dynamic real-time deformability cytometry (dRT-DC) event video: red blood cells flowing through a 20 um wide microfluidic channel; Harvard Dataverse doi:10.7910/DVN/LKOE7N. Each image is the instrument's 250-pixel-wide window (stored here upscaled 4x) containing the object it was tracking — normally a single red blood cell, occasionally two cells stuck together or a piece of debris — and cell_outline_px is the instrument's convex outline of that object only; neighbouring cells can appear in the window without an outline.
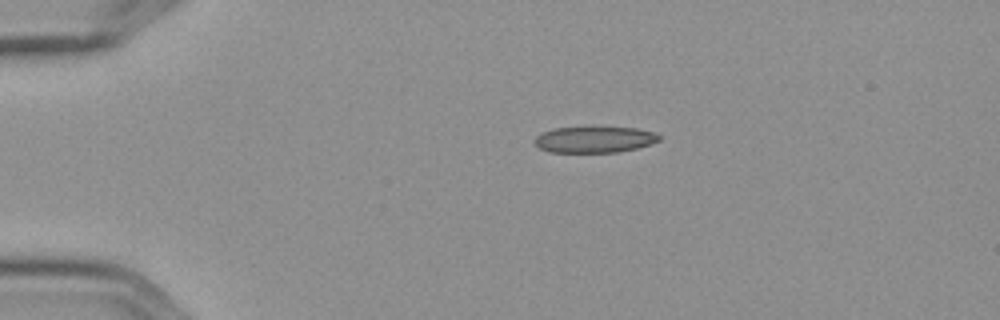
{"species": "Egyptian fruit bat (a non-hibernating species)", "species_latin": "Rousettus aegyptiacus", "temperature_condition": "cold", "stored_images_in_passage": 5, "camera_frame_rate_fps": 3000, "um_per_image_px": 0.085, "frame": {"image": 1, "passage_image": 1, "time_ms": 0.0, "image_size_px": [1000, 320], "cell_outline_px": [[660, 140], [636, 148], [616, 152], [548, 152], [540, 148], [532, 140], [536, 136], [552, 128], [636, 128], [652, 132], [660, 136]], "centroid_in_image_um": [50.48, 11.87], "position_along_channel_um": 34.5, "area_um2": 18.61}}
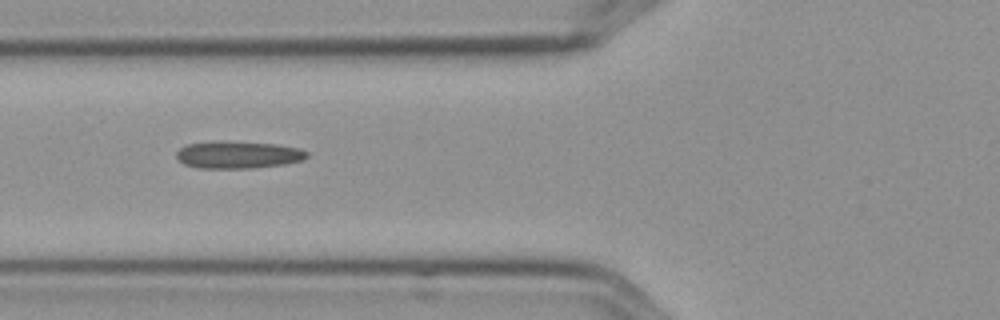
{"frame": {"image": 2, "passage_image": 4, "time_ms": 1.0, "image_size_px": [1000, 320], "cell_outline_px": [[308, 156], [304, 160], [284, 164], [252, 168], [196, 168], [184, 164], [176, 156], [176, 152], [180, 148], [188, 144], [216, 140], [276, 144], [300, 148], [308, 152]], "centroid_in_image_um": [20.24, 13.15], "position_along_channel_um": 105.6, "area_um2": 20.92}}
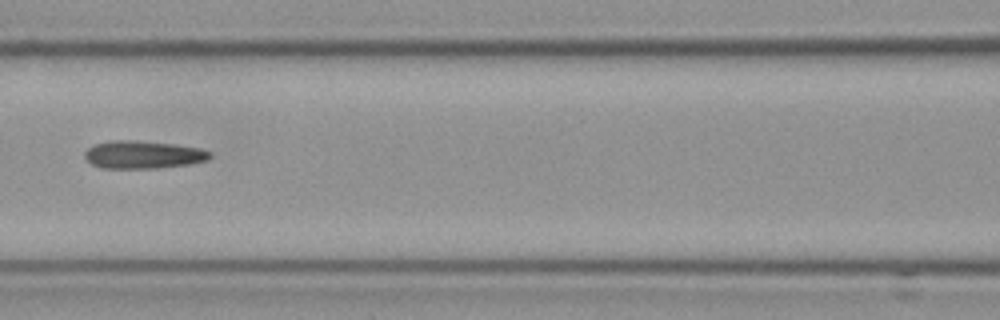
{"frame": {"image": 3, "passage_image": 5, "time_ms": 1.333, "image_size_px": [1000, 320], "cell_outline_px": [[212, 156], [208, 160], [188, 164], [156, 168], [100, 168], [92, 164], [84, 156], [84, 152], [88, 148], [96, 144], [108, 140], [136, 140], [172, 144], [200, 148], [212, 152]], "centroid_in_image_um": [12.16, 13.14], "position_along_channel_um": 154.4, "area_um2": 20.29}}